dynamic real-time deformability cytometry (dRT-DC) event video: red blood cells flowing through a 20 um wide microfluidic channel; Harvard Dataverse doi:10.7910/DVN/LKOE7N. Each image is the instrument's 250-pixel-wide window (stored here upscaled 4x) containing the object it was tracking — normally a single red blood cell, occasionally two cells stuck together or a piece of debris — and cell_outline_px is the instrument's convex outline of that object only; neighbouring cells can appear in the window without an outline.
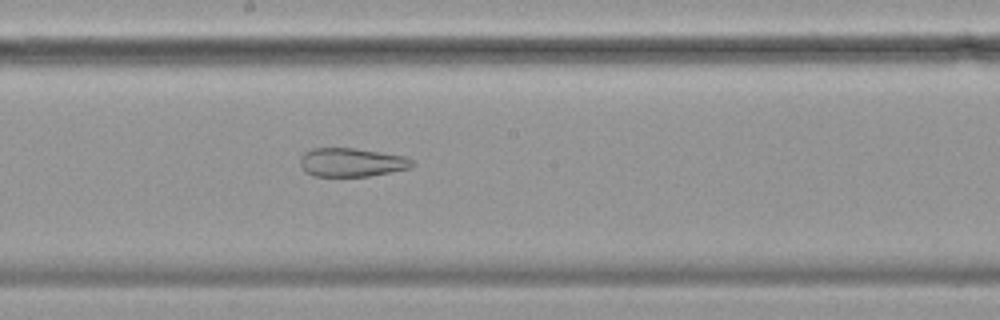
{"species": "common noctule bat (a hibernating species)", "species_latin": "Nyctalus noctula", "temperature_condition": "cold", "stored_images_in_passage": 57, "camera_frame_rate_fps": 3000, "um_per_image_px": 0.085, "animal": {"sex": "female", "body_mass_g": 19.9}, "frame": {"image": 1, "passage_image": 31, "time_ms": 10.0, "image_size_px": [1000, 320], "cell_outline_px": [[416, 164], [412, 168], [368, 176], [316, 176], [304, 172], [300, 164], [300, 156], [304, 152], [312, 148], [352, 148], [408, 156]], "centroid_in_image_um": [29.9, 13.8], "position_along_channel_um": 218.3, "area_um2": 18.9}}
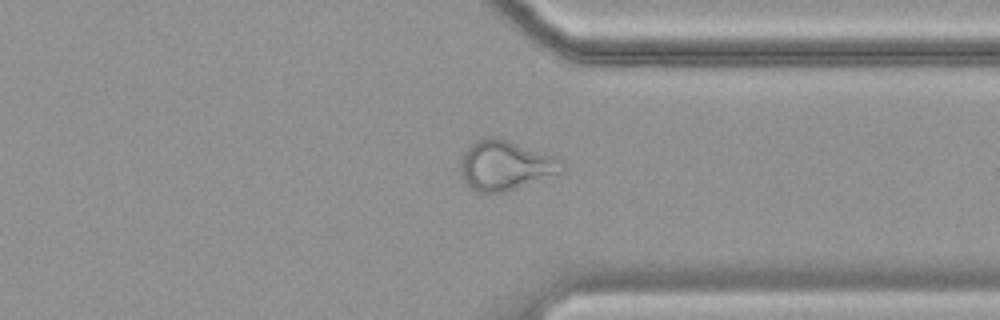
{"frame": {"image": 2, "passage_image": 44, "time_ms": 14.333, "image_size_px": [1000, 320], "cell_outline_px": [[564, 172], [500, 192], [480, 192], [472, 188], [464, 180], [460, 168], [460, 160], [464, 152], [476, 140], [484, 136], [496, 136], [556, 156], [564, 160]], "centroid_in_image_um": [42.98, 14.01], "position_along_channel_um": 368.4, "area_um2": 29.19}}
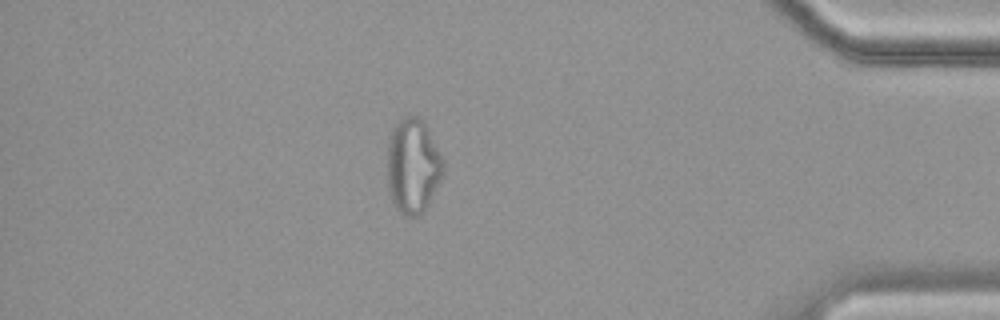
{"frame": {"image": 3, "passage_image": 50, "time_ms": 16.333, "image_size_px": [1000, 320], "cell_outline_px": [[444, 172], [424, 212], [416, 216], [408, 216], [400, 212], [392, 204], [388, 192], [388, 140], [392, 128], [404, 116], [416, 116], [428, 128], [444, 160]], "centroid_in_image_um": [35.09, 14.12], "position_along_channel_um": 400.1, "area_um2": 30.98}}